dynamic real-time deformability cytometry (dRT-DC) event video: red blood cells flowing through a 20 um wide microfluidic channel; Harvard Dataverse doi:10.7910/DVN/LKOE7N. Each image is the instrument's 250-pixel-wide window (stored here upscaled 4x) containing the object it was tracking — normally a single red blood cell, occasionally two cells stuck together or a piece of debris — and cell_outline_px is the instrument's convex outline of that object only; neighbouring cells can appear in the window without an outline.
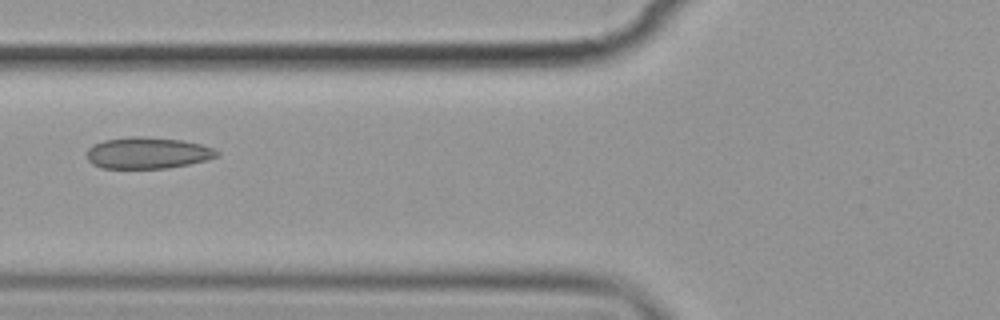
{"species": "common noctule bat (a hibernating species)", "species_latin": "Nyctalus noctula", "temperature_condition": "cold", "stored_images_in_passage": 9, "camera_frame_rate_fps": 3000, "um_per_image_px": 0.085, "animal": {"sex": "female", "body_mass_g": 19.9}, "frame": {"image": 1, "passage_image": 6, "time_ms": 6.667, "image_size_px": [1000, 320], "cell_outline_px": [[220, 156], [208, 160], [168, 168], [100, 168], [92, 164], [88, 160], [88, 148], [92, 144], [104, 140], [128, 136], [140, 136], [184, 140], [200, 144], [212, 148], [220, 152]], "centroid_in_image_um": [12.56, 12.99], "position_along_channel_um": 113.2, "area_um2": 24.04}}
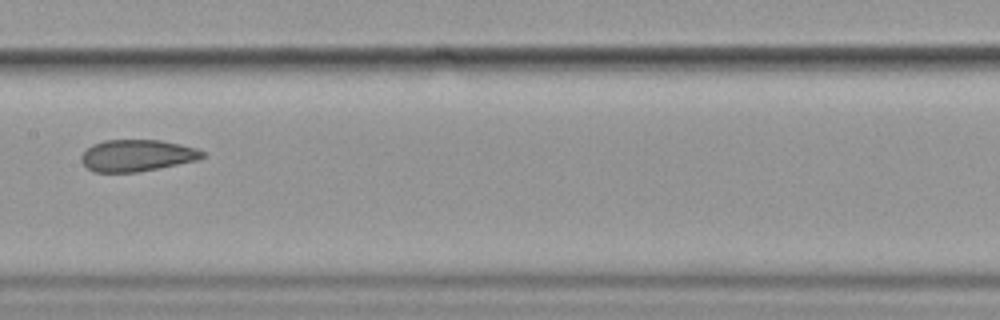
{"frame": {"image": 2, "passage_image": 8, "time_ms": 9.0, "image_size_px": [1000, 320], "cell_outline_px": [[204, 156], [196, 160], [136, 172], [92, 172], [80, 160], [80, 156], [92, 144], [104, 140], [160, 140], [180, 144], [196, 148], [204, 152]], "centroid_in_image_um": [11.6, 13.21], "position_along_channel_um": 195.8, "area_um2": 22.14}}
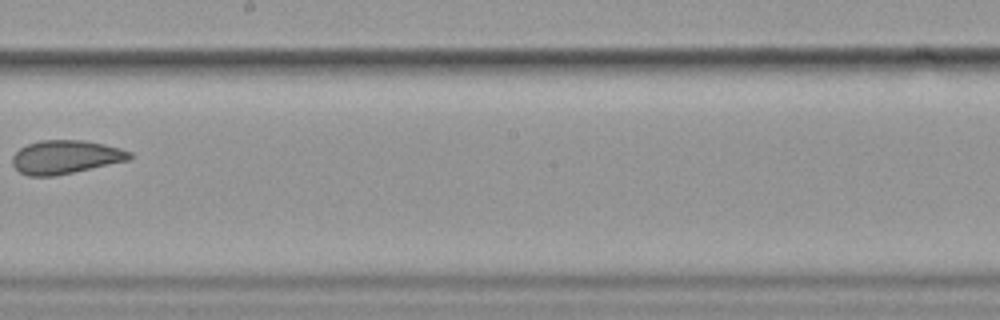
{"frame": {"image": 3, "passage_image": 9, "time_ms": 10.333, "image_size_px": [1000, 320], "cell_outline_px": [[132, 156], [128, 160], [92, 168], [52, 176], [28, 176], [20, 172], [12, 164], [12, 156], [20, 148], [28, 144], [40, 140], [84, 140], [104, 144], [120, 148], [132, 152]], "centroid_in_image_um": [5.56, 13.34], "position_along_channel_um": 242.6, "area_um2": 22.77}}